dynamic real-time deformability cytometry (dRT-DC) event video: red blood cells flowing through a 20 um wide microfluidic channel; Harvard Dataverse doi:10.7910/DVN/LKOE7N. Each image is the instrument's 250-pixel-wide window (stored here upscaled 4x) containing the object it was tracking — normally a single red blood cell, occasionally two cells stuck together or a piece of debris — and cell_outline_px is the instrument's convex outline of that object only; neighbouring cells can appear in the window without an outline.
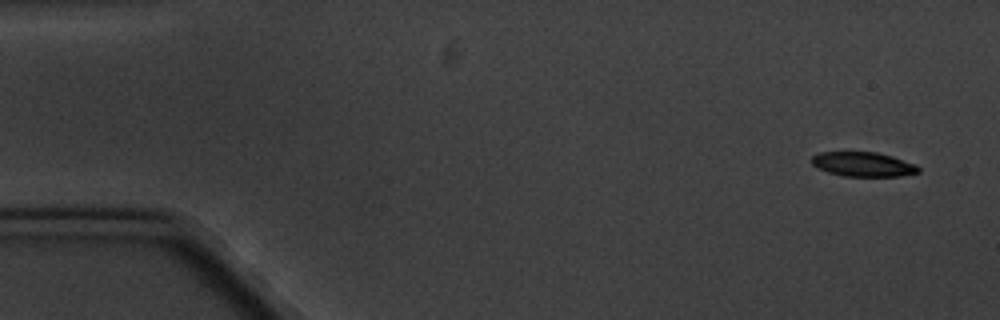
{"species": "common noctule bat (a hibernating species)", "species_latin": "Nyctalus noctula", "temperature_condition": "cold", "stored_images_in_passage": 5, "camera_frame_rate_fps": 3000, "um_per_image_px": 0.085, "animal": {"sex": "male", "body_mass_g": 20.1, "forearm_length_mm": 53.5}, "frame": {"image": 1, "passage_image": 1, "time_ms": 0.0, "image_size_px": [1000, 320], "cell_outline_px": [[920, 172], [900, 176], [844, 176], [828, 172], [816, 168], [812, 164], [812, 156], [820, 152], [876, 152], [892, 156], [916, 164], [920, 168]], "centroid_in_image_um": [73.37, 13.96], "position_along_channel_um": 11.6, "area_um2": 15.26}}
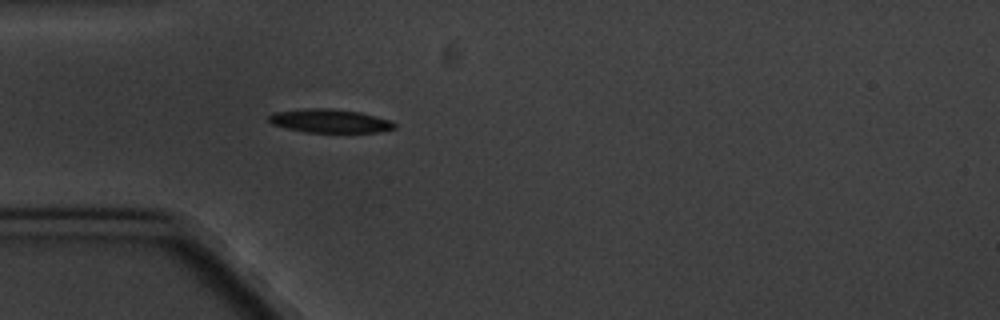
{"frame": {"image": 2, "passage_image": 5, "time_ms": 4.667, "image_size_px": [1000, 320], "cell_outline_px": [[396, 128], [376, 132], [308, 132], [288, 128], [272, 124], [268, 120], [268, 116], [272, 112], [308, 108], [332, 108], [360, 112], [388, 120], [396, 124]], "centroid_in_image_um": [28.0, 10.27], "position_along_channel_um": 57.0, "area_um2": 17.11}}